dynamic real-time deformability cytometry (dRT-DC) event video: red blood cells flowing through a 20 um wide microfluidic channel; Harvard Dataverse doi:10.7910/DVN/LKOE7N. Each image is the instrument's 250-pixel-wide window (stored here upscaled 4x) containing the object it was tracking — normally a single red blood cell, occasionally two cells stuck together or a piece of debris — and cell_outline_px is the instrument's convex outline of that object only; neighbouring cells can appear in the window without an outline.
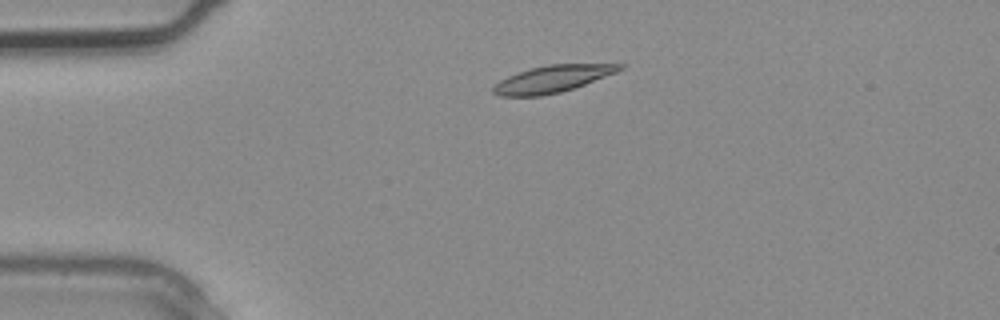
{"species": "common noctule bat (a hibernating species)", "species_latin": "Nyctalus noctula", "temperature_condition": "warm", "stored_images_in_passage": 2, "camera_frame_rate_fps": 3000, "um_per_image_px": 0.085, "animal": {"sex": "male", "body_mass_g": 20.4}, "frame": {"image": 1, "passage_image": 2, "time_ms": 0.333, "image_size_px": [1000, 320], "cell_outline_px": [[628, 64], [624, 68], [616, 72], [584, 84], [560, 92], [540, 96], [500, 96], [492, 92], [492, 88], [500, 80], [508, 76], [532, 68], [548, 64]], "centroid_in_image_um": [46.96, 6.71], "position_along_channel_um": 38.0, "area_um2": 19.54}}